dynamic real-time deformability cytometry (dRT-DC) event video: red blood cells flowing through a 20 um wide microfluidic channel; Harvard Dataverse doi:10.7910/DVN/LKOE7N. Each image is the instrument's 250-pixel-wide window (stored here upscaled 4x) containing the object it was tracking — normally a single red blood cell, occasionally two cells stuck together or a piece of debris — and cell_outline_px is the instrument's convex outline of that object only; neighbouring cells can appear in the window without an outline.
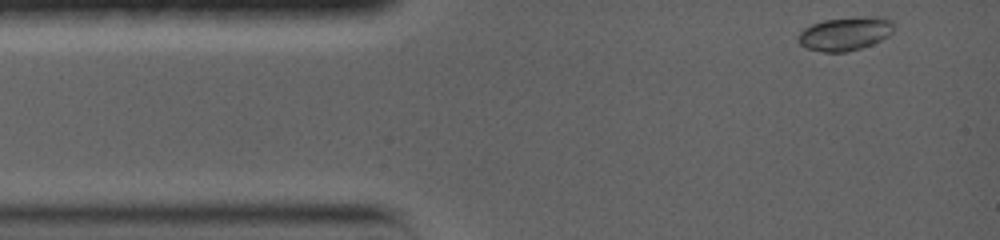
{"species": "common noctule bat (a hibernating species)", "species_latin": "Nyctalus noctula", "temperature_condition": "warm", "stored_images_in_passage": 24, "camera_frame_rate_fps": 5000, "um_per_image_px": 0.085, "animal": {"sex": "female", "body_mass_g": 19.0, "forearm_length_mm": 56.7}, "frame": {"image": 1, "passage_image": 1, "time_ms": 0.0, "image_size_px": [1000, 240], "cell_outline_px": [[892, 32], [888, 36], [872, 44], [848, 52], [824, 52], [804, 48], [796, 40], [796, 36], [804, 28], [812, 24], [824, 20], [876, 16], [884, 16], [892, 20]], "centroid_in_image_um": [71.8, 2.87], "position_along_channel_um": 13.2, "area_um2": 18.73}}
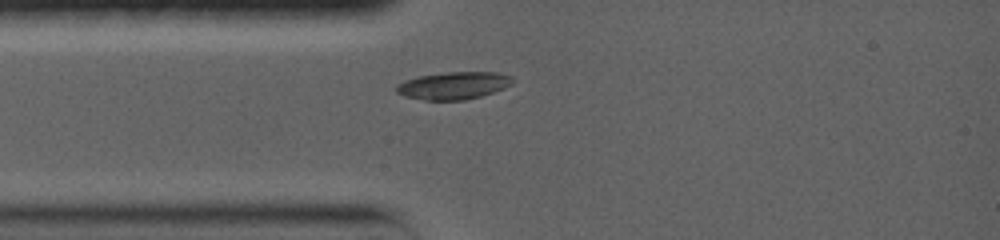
{"frame": {"image": 2, "passage_image": 15, "time_ms": 2.4, "image_size_px": [1000, 240], "cell_outline_px": [[516, 80], [512, 84], [504, 88], [480, 96], [464, 100], [424, 100], [404, 96], [396, 92], [396, 84], [404, 80], [420, 76], [448, 72], [496, 72], [512, 76]], "centroid_in_image_um": [38.56, 7.27], "position_along_channel_um": 46.4, "area_um2": 18.61}}